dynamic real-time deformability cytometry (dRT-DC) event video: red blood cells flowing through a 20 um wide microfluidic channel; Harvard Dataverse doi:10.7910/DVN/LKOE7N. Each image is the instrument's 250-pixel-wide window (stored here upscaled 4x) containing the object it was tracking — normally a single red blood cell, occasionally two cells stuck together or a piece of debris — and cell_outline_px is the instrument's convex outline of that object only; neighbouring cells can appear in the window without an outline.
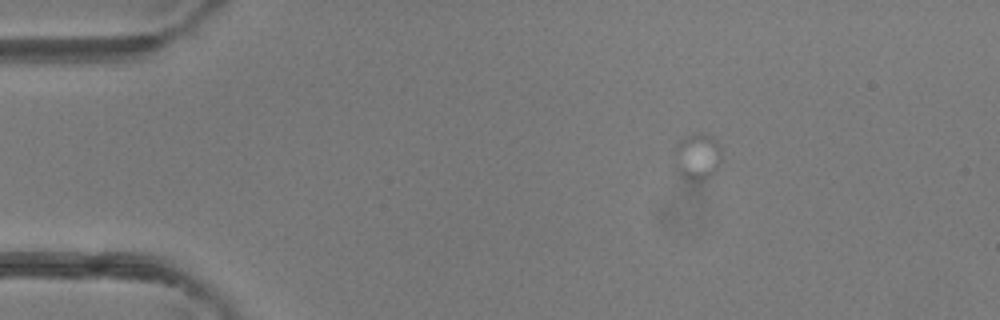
{"species": "common noctule bat (a hibernating species)", "species_latin": "Nyctalus noctula", "temperature_condition": "room temperature", "stored_images_in_passage": 10, "camera_frame_rate_fps": 3000, "um_per_image_px": 0.085, "animal": {"sex": "female"}, "frame": {"image": 1, "passage_image": 1, "time_ms": 0.0, "image_size_px": [1000, 320], "cell_outline_px": [[720, 160], [716, 172], [712, 176], [704, 180], [688, 180], [676, 172], [676, 144], [680, 140], [688, 136], [700, 132], [712, 136], [720, 144]], "centroid_in_image_um": [59.3, 13.32], "position_along_channel_um": 25.7, "area_um2": 12.77}}